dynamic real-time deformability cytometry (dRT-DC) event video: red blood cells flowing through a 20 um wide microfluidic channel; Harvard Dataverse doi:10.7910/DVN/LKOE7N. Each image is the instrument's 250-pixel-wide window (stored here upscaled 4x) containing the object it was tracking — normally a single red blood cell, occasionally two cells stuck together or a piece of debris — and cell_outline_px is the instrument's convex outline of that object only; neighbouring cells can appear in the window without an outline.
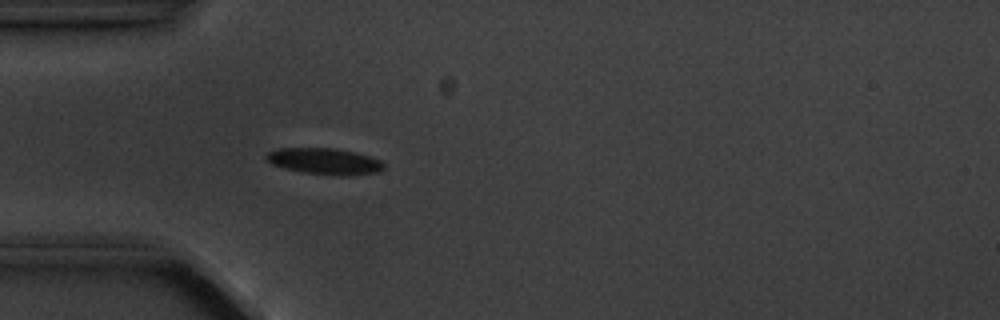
{"species": "common noctule bat (a hibernating species)", "species_latin": "Nyctalus noctula", "temperature_condition": "cold", "stored_images_in_passage": 4, "camera_frame_rate_fps": 3000, "um_per_image_px": 0.085, "animal": {"sex": "male", "body_mass_g": 20.1, "forearm_length_mm": 53.5}, "frame": {"image": 1, "passage_image": 4, "time_ms": 3.333, "image_size_px": [1000, 320], "cell_outline_px": [[384, 168], [380, 172], [348, 176], [304, 172], [284, 168], [272, 164], [264, 160], [264, 156], [268, 152], [280, 148], [336, 148], [368, 156], [380, 160], [384, 164]], "centroid_in_image_um": [27.57, 13.71], "position_along_channel_um": 57.4, "area_um2": 17.92}}